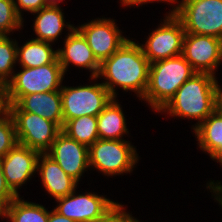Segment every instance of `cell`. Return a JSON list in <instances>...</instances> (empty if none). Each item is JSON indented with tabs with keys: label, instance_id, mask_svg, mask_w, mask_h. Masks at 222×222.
<instances>
[{
	"label": "cell",
	"instance_id": "6da1fadb",
	"mask_svg": "<svg viewBox=\"0 0 222 222\" xmlns=\"http://www.w3.org/2000/svg\"><path fill=\"white\" fill-rule=\"evenodd\" d=\"M150 63L143 54L140 43L128 39L109 58L100 63L96 78L104 77L102 84L113 98H117L115 88L135 92L139 99H143L148 86Z\"/></svg>",
	"mask_w": 222,
	"mask_h": 222
},
{
	"label": "cell",
	"instance_id": "7a4b0ae2",
	"mask_svg": "<svg viewBox=\"0 0 222 222\" xmlns=\"http://www.w3.org/2000/svg\"><path fill=\"white\" fill-rule=\"evenodd\" d=\"M218 83L213 74L196 72L159 112L197 120L195 127L193 125L195 129L217 109Z\"/></svg>",
	"mask_w": 222,
	"mask_h": 222
},
{
	"label": "cell",
	"instance_id": "3957f363",
	"mask_svg": "<svg viewBox=\"0 0 222 222\" xmlns=\"http://www.w3.org/2000/svg\"><path fill=\"white\" fill-rule=\"evenodd\" d=\"M195 73L182 55L150 63L148 86L142 100L158 113Z\"/></svg>",
	"mask_w": 222,
	"mask_h": 222
},
{
	"label": "cell",
	"instance_id": "277c9868",
	"mask_svg": "<svg viewBox=\"0 0 222 222\" xmlns=\"http://www.w3.org/2000/svg\"><path fill=\"white\" fill-rule=\"evenodd\" d=\"M168 15H175L185 33L222 39V0H182Z\"/></svg>",
	"mask_w": 222,
	"mask_h": 222
},
{
	"label": "cell",
	"instance_id": "5b68a950",
	"mask_svg": "<svg viewBox=\"0 0 222 222\" xmlns=\"http://www.w3.org/2000/svg\"><path fill=\"white\" fill-rule=\"evenodd\" d=\"M64 72L58 58L51 64L39 67H22L7 83L9 104H15L22 96L61 90Z\"/></svg>",
	"mask_w": 222,
	"mask_h": 222
},
{
	"label": "cell",
	"instance_id": "8992f818",
	"mask_svg": "<svg viewBox=\"0 0 222 222\" xmlns=\"http://www.w3.org/2000/svg\"><path fill=\"white\" fill-rule=\"evenodd\" d=\"M137 155L129 140L98 139L88 148L89 168L107 176L131 173L139 161Z\"/></svg>",
	"mask_w": 222,
	"mask_h": 222
},
{
	"label": "cell",
	"instance_id": "52a82bcc",
	"mask_svg": "<svg viewBox=\"0 0 222 222\" xmlns=\"http://www.w3.org/2000/svg\"><path fill=\"white\" fill-rule=\"evenodd\" d=\"M62 113L64 124L81 116H98L113 99L102 83L85 86H62Z\"/></svg>",
	"mask_w": 222,
	"mask_h": 222
},
{
	"label": "cell",
	"instance_id": "ba28073f",
	"mask_svg": "<svg viewBox=\"0 0 222 222\" xmlns=\"http://www.w3.org/2000/svg\"><path fill=\"white\" fill-rule=\"evenodd\" d=\"M14 125L19 144L46 153L55 141L61 129L35 113L24 111H9Z\"/></svg>",
	"mask_w": 222,
	"mask_h": 222
},
{
	"label": "cell",
	"instance_id": "9c48e42d",
	"mask_svg": "<svg viewBox=\"0 0 222 222\" xmlns=\"http://www.w3.org/2000/svg\"><path fill=\"white\" fill-rule=\"evenodd\" d=\"M75 191L65 197L56 199L58 205L54 207V210L76 222L102 220L119 205V203L94 192L77 195Z\"/></svg>",
	"mask_w": 222,
	"mask_h": 222
},
{
	"label": "cell",
	"instance_id": "30bf717a",
	"mask_svg": "<svg viewBox=\"0 0 222 222\" xmlns=\"http://www.w3.org/2000/svg\"><path fill=\"white\" fill-rule=\"evenodd\" d=\"M184 36L182 22L175 15H166L140 46L149 63H153L181 55Z\"/></svg>",
	"mask_w": 222,
	"mask_h": 222
},
{
	"label": "cell",
	"instance_id": "8fae6325",
	"mask_svg": "<svg viewBox=\"0 0 222 222\" xmlns=\"http://www.w3.org/2000/svg\"><path fill=\"white\" fill-rule=\"evenodd\" d=\"M181 55L196 72L215 76V71L222 62V39L185 33Z\"/></svg>",
	"mask_w": 222,
	"mask_h": 222
},
{
	"label": "cell",
	"instance_id": "7c38bea8",
	"mask_svg": "<svg viewBox=\"0 0 222 222\" xmlns=\"http://www.w3.org/2000/svg\"><path fill=\"white\" fill-rule=\"evenodd\" d=\"M77 27L100 63L128 40L122 36V31L117 27L114 19L102 17Z\"/></svg>",
	"mask_w": 222,
	"mask_h": 222
},
{
	"label": "cell",
	"instance_id": "4fadbf2b",
	"mask_svg": "<svg viewBox=\"0 0 222 222\" xmlns=\"http://www.w3.org/2000/svg\"><path fill=\"white\" fill-rule=\"evenodd\" d=\"M46 154L77 182L89 169L88 147L73 140L62 130Z\"/></svg>",
	"mask_w": 222,
	"mask_h": 222
},
{
	"label": "cell",
	"instance_id": "5bb4252c",
	"mask_svg": "<svg viewBox=\"0 0 222 222\" xmlns=\"http://www.w3.org/2000/svg\"><path fill=\"white\" fill-rule=\"evenodd\" d=\"M41 153L17 143L4 157L0 158L7 185L16 194L25 182L37 172Z\"/></svg>",
	"mask_w": 222,
	"mask_h": 222
},
{
	"label": "cell",
	"instance_id": "9a60e30c",
	"mask_svg": "<svg viewBox=\"0 0 222 222\" xmlns=\"http://www.w3.org/2000/svg\"><path fill=\"white\" fill-rule=\"evenodd\" d=\"M63 43L64 47L57 49V56L64 74L68 71V66L73 64L75 67L90 70V77L96 78L100 69V62L94 56L87 40L77 27L68 32Z\"/></svg>",
	"mask_w": 222,
	"mask_h": 222
},
{
	"label": "cell",
	"instance_id": "2e32d148",
	"mask_svg": "<svg viewBox=\"0 0 222 222\" xmlns=\"http://www.w3.org/2000/svg\"><path fill=\"white\" fill-rule=\"evenodd\" d=\"M9 111L35 113L54 122L61 130L64 126L60 90L22 96L15 104H9Z\"/></svg>",
	"mask_w": 222,
	"mask_h": 222
},
{
	"label": "cell",
	"instance_id": "e0dca14e",
	"mask_svg": "<svg viewBox=\"0 0 222 222\" xmlns=\"http://www.w3.org/2000/svg\"><path fill=\"white\" fill-rule=\"evenodd\" d=\"M37 172L41 176L43 187L55 200L71 194L77 188L78 182L46 153L39 155Z\"/></svg>",
	"mask_w": 222,
	"mask_h": 222
},
{
	"label": "cell",
	"instance_id": "ac0fdd59",
	"mask_svg": "<svg viewBox=\"0 0 222 222\" xmlns=\"http://www.w3.org/2000/svg\"><path fill=\"white\" fill-rule=\"evenodd\" d=\"M199 148L222 165V113L216 109L194 129Z\"/></svg>",
	"mask_w": 222,
	"mask_h": 222
},
{
	"label": "cell",
	"instance_id": "d6986e66",
	"mask_svg": "<svg viewBox=\"0 0 222 222\" xmlns=\"http://www.w3.org/2000/svg\"><path fill=\"white\" fill-rule=\"evenodd\" d=\"M36 19L33 23V31L37 35L36 40L50 42L54 44L62 34L63 28L72 31L75 26L72 24L65 25L64 13L61 7L46 6L37 12L32 13Z\"/></svg>",
	"mask_w": 222,
	"mask_h": 222
},
{
	"label": "cell",
	"instance_id": "ffe728a7",
	"mask_svg": "<svg viewBox=\"0 0 222 222\" xmlns=\"http://www.w3.org/2000/svg\"><path fill=\"white\" fill-rule=\"evenodd\" d=\"M121 105L113 98L97 116L99 139L123 140L128 128Z\"/></svg>",
	"mask_w": 222,
	"mask_h": 222
},
{
	"label": "cell",
	"instance_id": "44dd1931",
	"mask_svg": "<svg viewBox=\"0 0 222 222\" xmlns=\"http://www.w3.org/2000/svg\"><path fill=\"white\" fill-rule=\"evenodd\" d=\"M52 43L36 40L26 41L22 46L17 44V63L21 67L32 68L53 63L57 58V50L52 48Z\"/></svg>",
	"mask_w": 222,
	"mask_h": 222
},
{
	"label": "cell",
	"instance_id": "7402d4cb",
	"mask_svg": "<svg viewBox=\"0 0 222 222\" xmlns=\"http://www.w3.org/2000/svg\"><path fill=\"white\" fill-rule=\"evenodd\" d=\"M0 216L11 222H48L49 211L41 204L25 201L17 196Z\"/></svg>",
	"mask_w": 222,
	"mask_h": 222
},
{
	"label": "cell",
	"instance_id": "603a6c76",
	"mask_svg": "<svg viewBox=\"0 0 222 222\" xmlns=\"http://www.w3.org/2000/svg\"><path fill=\"white\" fill-rule=\"evenodd\" d=\"M62 131L73 140L88 148L99 139L97 129V116H81L75 119L68 120Z\"/></svg>",
	"mask_w": 222,
	"mask_h": 222
},
{
	"label": "cell",
	"instance_id": "cb8c5ba5",
	"mask_svg": "<svg viewBox=\"0 0 222 222\" xmlns=\"http://www.w3.org/2000/svg\"><path fill=\"white\" fill-rule=\"evenodd\" d=\"M17 63V42L8 35H0V82L7 84Z\"/></svg>",
	"mask_w": 222,
	"mask_h": 222
},
{
	"label": "cell",
	"instance_id": "d4e9b609",
	"mask_svg": "<svg viewBox=\"0 0 222 222\" xmlns=\"http://www.w3.org/2000/svg\"><path fill=\"white\" fill-rule=\"evenodd\" d=\"M23 20L16 11L14 0H0V35H10L13 30H21Z\"/></svg>",
	"mask_w": 222,
	"mask_h": 222
},
{
	"label": "cell",
	"instance_id": "484cf974",
	"mask_svg": "<svg viewBox=\"0 0 222 222\" xmlns=\"http://www.w3.org/2000/svg\"><path fill=\"white\" fill-rule=\"evenodd\" d=\"M18 143L15 125L9 111L0 116V158Z\"/></svg>",
	"mask_w": 222,
	"mask_h": 222
},
{
	"label": "cell",
	"instance_id": "4316f807",
	"mask_svg": "<svg viewBox=\"0 0 222 222\" xmlns=\"http://www.w3.org/2000/svg\"><path fill=\"white\" fill-rule=\"evenodd\" d=\"M16 195L6 183L3 167L0 161V213L13 201Z\"/></svg>",
	"mask_w": 222,
	"mask_h": 222
},
{
	"label": "cell",
	"instance_id": "83f0119b",
	"mask_svg": "<svg viewBox=\"0 0 222 222\" xmlns=\"http://www.w3.org/2000/svg\"><path fill=\"white\" fill-rule=\"evenodd\" d=\"M18 15L22 18V11L34 13L46 7L44 0H14Z\"/></svg>",
	"mask_w": 222,
	"mask_h": 222
},
{
	"label": "cell",
	"instance_id": "f1b7e54d",
	"mask_svg": "<svg viewBox=\"0 0 222 222\" xmlns=\"http://www.w3.org/2000/svg\"><path fill=\"white\" fill-rule=\"evenodd\" d=\"M95 222H134V217L129 212H125L123 205L119 204L104 219Z\"/></svg>",
	"mask_w": 222,
	"mask_h": 222
},
{
	"label": "cell",
	"instance_id": "f546056e",
	"mask_svg": "<svg viewBox=\"0 0 222 222\" xmlns=\"http://www.w3.org/2000/svg\"><path fill=\"white\" fill-rule=\"evenodd\" d=\"M8 111L7 84L0 82V116L6 114Z\"/></svg>",
	"mask_w": 222,
	"mask_h": 222
},
{
	"label": "cell",
	"instance_id": "4dcf8cb0",
	"mask_svg": "<svg viewBox=\"0 0 222 222\" xmlns=\"http://www.w3.org/2000/svg\"><path fill=\"white\" fill-rule=\"evenodd\" d=\"M207 189L211 190L210 192H213L214 194V199L217 200V202L219 203V205H221L222 208V185L221 182H214V180L210 181L209 183H207Z\"/></svg>",
	"mask_w": 222,
	"mask_h": 222
},
{
	"label": "cell",
	"instance_id": "1f68e13d",
	"mask_svg": "<svg viewBox=\"0 0 222 222\" xmlns=\"http://www.w3.org/2000/svg\"><path fill=\"white\" fill-rule=\"evenodd\" d=\"M48 222H76V221L60 215L58 212H56L53 209L49 212Z\"/></svg>",
	"mask_w": 222,
	"mask_h": 222
},
{
	"label": "cell",
	"instance_id": "d6a6232c",
	"mask_svg": "<svg viewBox=\"0 0 222 222\" xmlns=\"http://www.w3.org/2000/svg\"><path fill=\"white\" fill-rule=\"evenodd\" d=\"M168 2L169 4L171 3H174L175 2V4H176V2L178 1V0H132L127 6H133V5H138V6H142L143 4H146V3H153V2Z\"/></svg>",
	"mask_w": 222,
	"mask_h": 222
},
{
	"label": "cell",
	"instance_id": "836d02e7",
	"mask_svg": "<svg viewBox=\"0 0 222 222\" xmlns=\"http://www.w3.org/2000/svg\"><path fill=\"white\" fill-rule=\"evenodd\" d=\"M217 109L222 113V88L219 85L218 97H217Z\"/></svg>",
	"mask_w": 222,
	"mask_h": 222
},
{
	"label": "cell",
	"instance_id": "e575fe53",
	"mask_svg": "<svg viewBox=\"0 0 222 222\" xmlns=\"http://www.w3.org/2000/svg\"><path fill=\"white\" fill-rule=\"evenodd\" d=\"M46 6H54V7H59V3L62 2L63 0H44Z\"/></svg>",
	"mask_w": 222,
	"mask_h": 222
},
{
	"label": "cell",
	"instance_id": "d590c367",
	"mask_svg": "<svg viewBox=\"0 0 222 222\" xmlns=\"http://www.w3.org/2000/svg\"><path fill=\"white\" fill-rule=\"evenodd\" d=\"M123 6H127L132 0H120Z\"/></svg>",
	"mask_w": 222,
	"mask_h": 222
},
{
	"label": "cell",
	"instance_id": "8d00e7d4",
	"mask_svg": "<svg viewBox=\"0 0 222 222\" xmlns=\"http://www.w3.org/2000/svg\"><path fill=\"white\" fill-rule=\"evenodd\" d=\"M134 222H140L139 220H137L136 218H134Z\"/></svg>",
	"mask_w": 222,
	"mask_h": 222
}]
</instances>
